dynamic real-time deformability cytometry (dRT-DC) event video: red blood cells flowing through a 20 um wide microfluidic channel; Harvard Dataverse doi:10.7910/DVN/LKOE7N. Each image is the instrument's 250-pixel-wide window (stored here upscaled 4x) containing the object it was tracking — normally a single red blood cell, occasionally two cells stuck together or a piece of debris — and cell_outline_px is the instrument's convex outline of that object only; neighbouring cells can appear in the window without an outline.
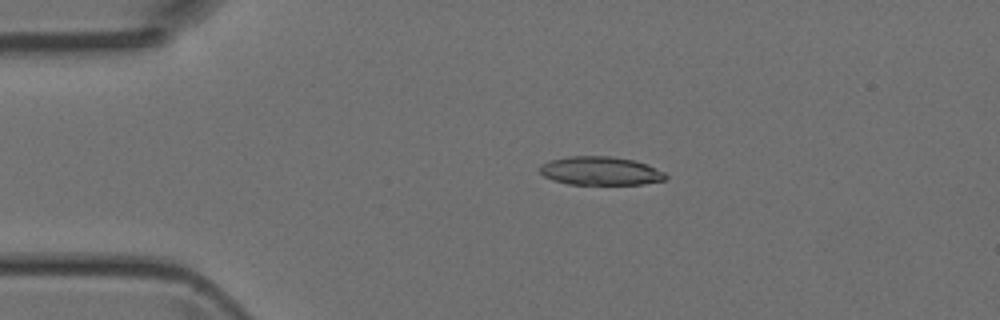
{"species": "Egyptian fruit bat (a non-hibernating species)", "species_latin": "Rousettus aegyptiacus", "temperature_condition": "room temperature", "stored_images_in_passage": 43, "camera_frame_rate_fps": 3000, "um_per_image_px": 0.085, "animal": {"sex": "female"}, "frame": {"image": 1, "passage_image": 9, "time_ms": 2.667, "image_size_px": [1000, 320], "cell_outline_px": [[668, 176], [664, 180], [644, 184], [568, 184], [552, 180], [544, 176], [540, 172], [540, 164], [548, 160], [568, 156], [612, 156], [632, 160], [648, 164], [664, 172]], "centroid_in_image_um": [51.02, 14.52], "position_along_channel_um": 34.0, "area_um2": 21.04}}
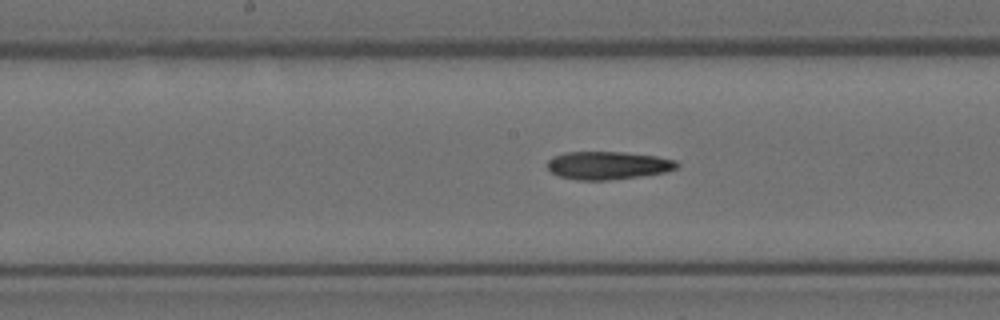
{"frame": {"image": 2, "passage_image": 23, "time_ms": 7.333, "image_size_px": [1000, 320], "cell_outline_px": [[680, 164], [676, 168], [668, 172], [640, 176], [608, 180], [576, 180], [560, 176], [552, 172], [548, 168], [548, 160], [552, 156], [564, 152], [624, 152], [656, 156], [676, 160]], "centroid_in_image_um": [51.69, 14.05], "position_along_channel_um": 196.5, "area_um2": 21.21}}
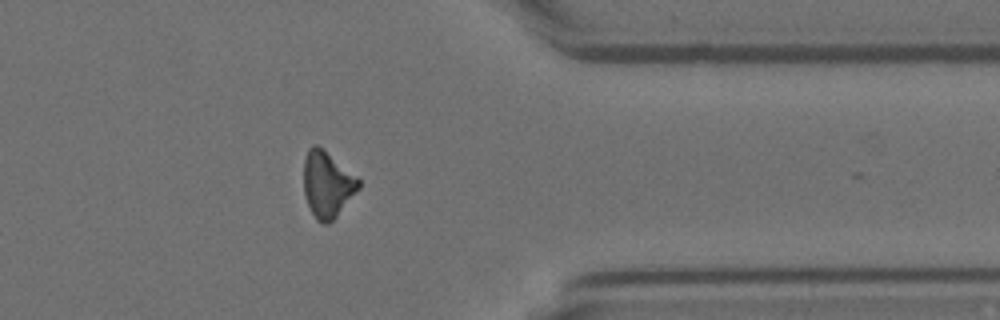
{"frame": {"image": 3, "passage_image": 37, "time_ms": 12.0, "image_size_px": [1000, 320], "cell_outline_px": [[360, 188], [336, 216], [328, 224], [320, 224], [316, 220], [308, 204], [304, 192], [304, 160], [308, 148], [312, 144], [316, 144], [324, 148], [360, 180]], "centroid_in_image_um": [27.81, 15.65], "position_along_channel_um": 383.6, "area_um2": 21.15}}